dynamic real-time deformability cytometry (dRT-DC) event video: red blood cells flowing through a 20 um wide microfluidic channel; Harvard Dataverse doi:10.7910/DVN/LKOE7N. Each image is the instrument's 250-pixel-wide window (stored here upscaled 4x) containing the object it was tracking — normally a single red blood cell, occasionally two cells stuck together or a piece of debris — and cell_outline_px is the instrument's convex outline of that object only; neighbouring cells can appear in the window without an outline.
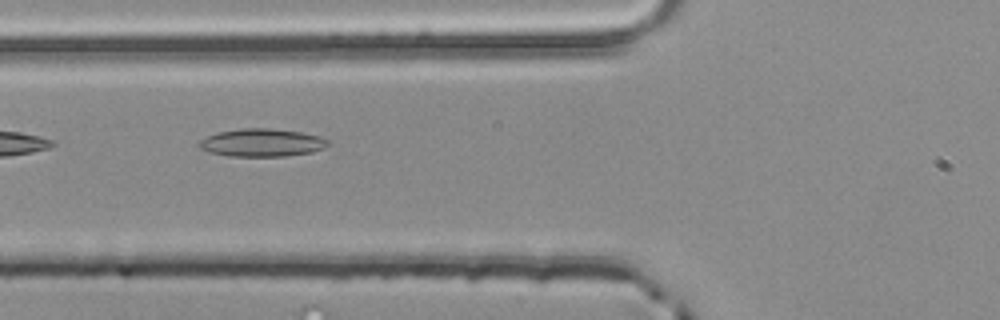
{"species": "common noctule bat (a hibernating species)", "species_latin": "Nyctalus noctula", "temperature_condition": "room temperature", "stored_images_in_passage": 3, "camera_frame_rate_fps": 3000, "um_per_image_px": 0.085, "animal": {"sex": "male", "body_mass_g": 20.4}, "frame": {"image": 1, "passage_image": 3, "time_ms": 0.667, "image_size_px": [1000, 320], "cell_outline_px": [[328, 144], [324, 148], [312, 152], [284, 156], [228, 156], [208, 152], [200, 148], [200, 140], [208, 136], [220, 132], [240, 128], [268, 128], [300, 132], [320, 136], [328, 140]], "centroid_in_image_um": [22.27, 12.13], "position_along_channel_um": 103.5, "area_um2": 20.75}}